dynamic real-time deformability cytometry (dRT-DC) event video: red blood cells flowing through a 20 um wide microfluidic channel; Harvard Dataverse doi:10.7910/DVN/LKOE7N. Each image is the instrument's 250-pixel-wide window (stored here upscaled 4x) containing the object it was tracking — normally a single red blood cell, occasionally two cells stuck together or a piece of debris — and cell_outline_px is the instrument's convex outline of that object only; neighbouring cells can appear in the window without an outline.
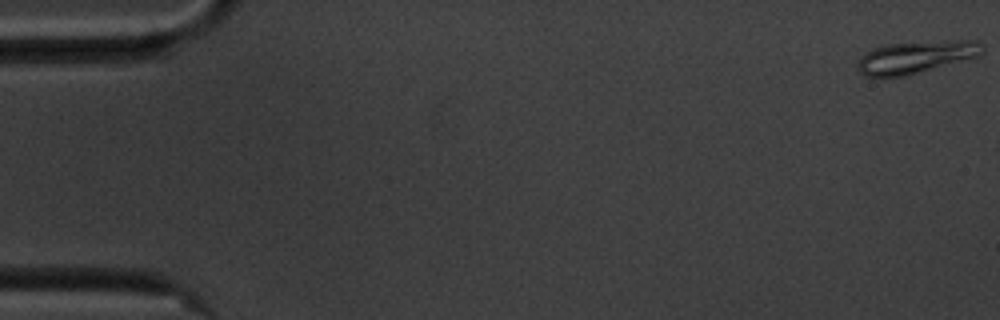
{"species": "common noctule bat (a hibernating species)", "species_latin": "Nyctalus noctula", "temperature_condition": "cold", "stored_images_in_passage": 8, "camera_frame_rate_fps": 3000, "um_per_image_px": 0.085, "animal": {"sex": "male", "body_mass_g": 20.1, "forearm_length_mm": 53.5}, "frame": {"image": 1, "passage_image": 1, "time_ms": 0.0, "image_size_px": [1000, 320], "cell_outline_px": [[984, 52], [980, 56], [908, 76], [864, 76], [856, 68], [856, 64], [872, 48], [884, 44], [940, 40], [976, 40], [984, 44]], "centroid_in_image_um": [77.93, 4.84], "position_along_channel_um": 7.1, "area_um2": 23.93}}